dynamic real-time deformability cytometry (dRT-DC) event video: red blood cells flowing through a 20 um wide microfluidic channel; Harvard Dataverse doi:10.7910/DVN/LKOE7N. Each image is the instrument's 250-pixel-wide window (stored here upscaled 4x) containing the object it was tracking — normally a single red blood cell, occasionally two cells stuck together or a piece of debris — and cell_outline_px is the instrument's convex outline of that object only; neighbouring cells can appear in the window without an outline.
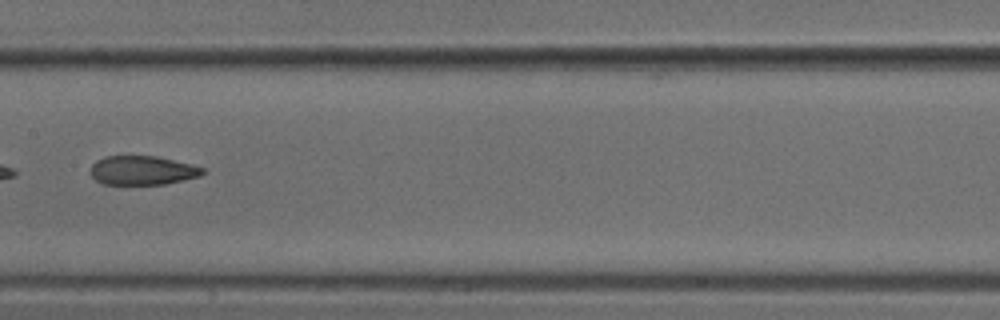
{"species": "common noctule bat (a hibernating species)", "species_latin": "Nyctalus noctula", "temperature_condition": "cold", "stored_images_in_passage": 8, "camera_frame_rate_fps": 3000, "um_per_image_px": 0.085, "animal": {"sex": "male", "body_mass_g": 18.8}, "frame": {"image": 1, "passage_image": 7, "time_ms": 2.0, "image_size_px": [1000, 320], "cell_outline_px": [[204, 172], [200, 176], [184, 180], [164, 184], [104, 184], [96, 180], [88, 172], [92, 164], [96, 160], [104, 156], [156, 156], [192, 164], [204, 168]], "centroid_in_image_um": [12.08, 14.48], "position_along_channel_um": 195.3, "area_um2": 19.07}}
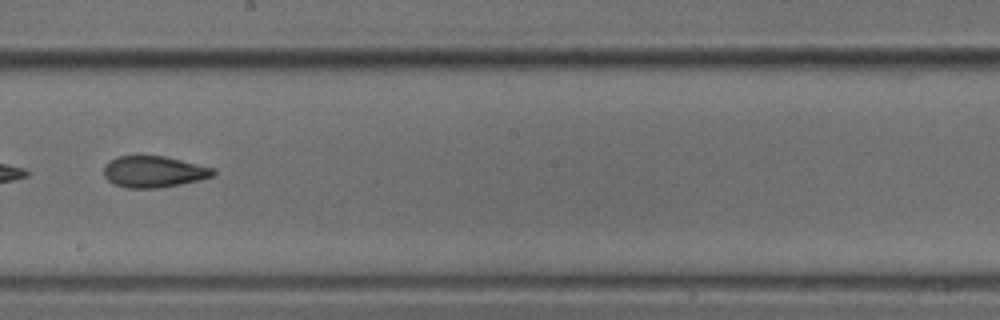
{"frame": {"image": 2, "passage_image": 8, "time_ms": 2.333, "image_size_px": [1000, 320], "cell_outline_px": [[216, 176], [200, 180], [180, 184], [156, 188], [128, 188], [116, 184], [108, 180], [104, 176], [104, 164], [108, 160], [120, 156], [164, 156], [216, 168]], "centroid_in_image_um": [13.1, 14.59], "position_along_channel_um": 235.1, "area_um2": 20.11}}